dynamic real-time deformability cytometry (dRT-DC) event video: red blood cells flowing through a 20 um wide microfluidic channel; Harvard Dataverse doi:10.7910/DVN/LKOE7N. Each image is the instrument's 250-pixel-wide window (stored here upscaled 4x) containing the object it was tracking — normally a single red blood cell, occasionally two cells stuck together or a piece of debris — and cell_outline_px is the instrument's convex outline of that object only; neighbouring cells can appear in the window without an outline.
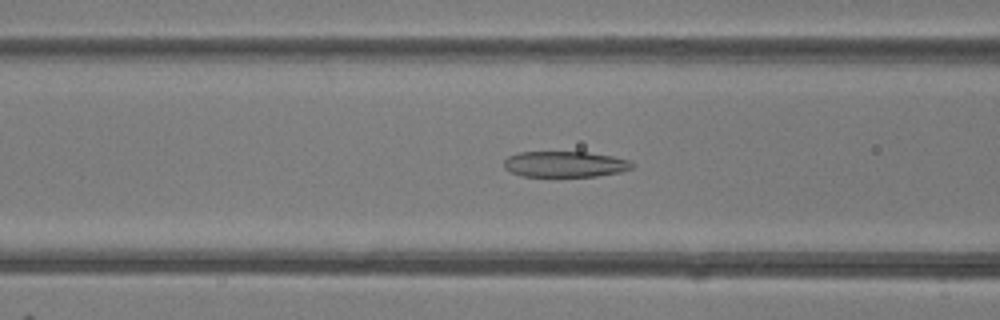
{"species": "common noctule bat (a hibernating species)", "species_latin": "Nyctalus noctula", "temperature_condition": "room temperature", "stored_images_in_passage": 48, "camera_frame_rate_fps": 3000, "um_per_image_px": 0.085, "animal": {"sex": "female"}, "frame": {"image": 1, "passage_image": 19, "time_ms": 6.0, "image_size_px": [1000, 320], "cell_outline_px": [[632, 168], [620, 172], [596, 176], [520, 176], [504, 168], [504, 160], [508, 156], [520, 152], [588, 152], [612, 156], [628, 160], [632, 164]], "centroid_in_image_um": [47.99, 13.95], "position_along_channel_um": 118.6, "area_um2": 19.19}}
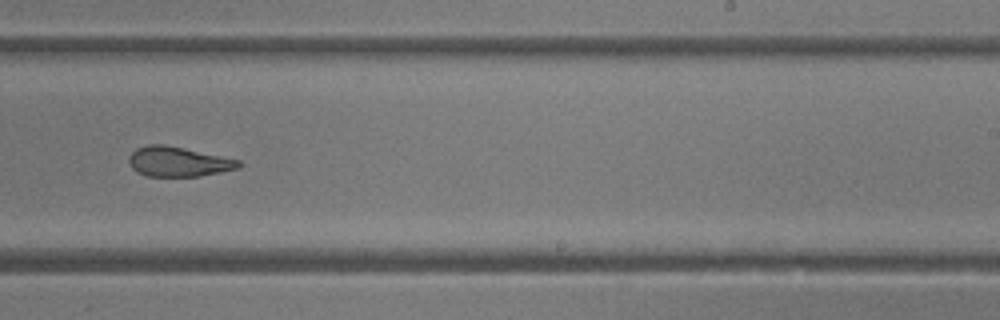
{"frame": {"image": 2, "passage_image": 30, "time_ms": 9.667, "image_size_px": [1000, 320], "cell_outline_px": [[244, 164], [240, 168], [200, 176], [144, 176], [136, 172], [132, 168], [128, 160], [128, 156], [136, 148], [148, 144], [164, 144], [184, 148], [240, 160]], "centroid_in_image_um": [15.15, 13.74], "position_along_channel_um": 273.9, "area_um2": 19.25}}
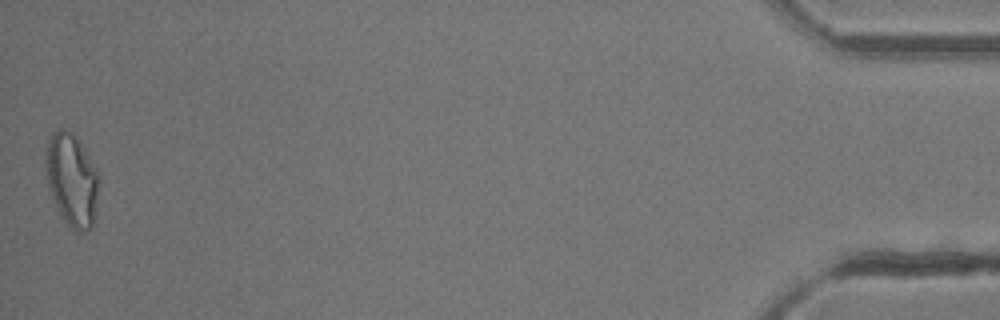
{"frame": {"image": 3, "passage_image": 48, "time_ms": 15.667, "image_size_px": [1000, 320], "cell_outline_px": [[96, 204], [92, 228], [84, 232], [76, 232], [68, 228], [64, 224], [60, 216], [48, 188], [44, 168], [44, 160], [48, 140], [52, 132], [56, 128], [64, 128], [72, 132], [76, 136], [84, 148], [96, 168]], "centroid_in_image_um": [6.04, 15.29], "position_along_channel_um": 429.2, "area_um2": 29.07}, "authors_computed_cell_mechanics": {"area_um2": 22.831, "velocity_mm_per_s": 4.2317, "shape_relaxation_time_tau1_ms": null, "shape_relaxation_time_tau2_ms": 3.0435, "deformation_change_tau1": null, "deformation_change_tau2": 0.1226}}